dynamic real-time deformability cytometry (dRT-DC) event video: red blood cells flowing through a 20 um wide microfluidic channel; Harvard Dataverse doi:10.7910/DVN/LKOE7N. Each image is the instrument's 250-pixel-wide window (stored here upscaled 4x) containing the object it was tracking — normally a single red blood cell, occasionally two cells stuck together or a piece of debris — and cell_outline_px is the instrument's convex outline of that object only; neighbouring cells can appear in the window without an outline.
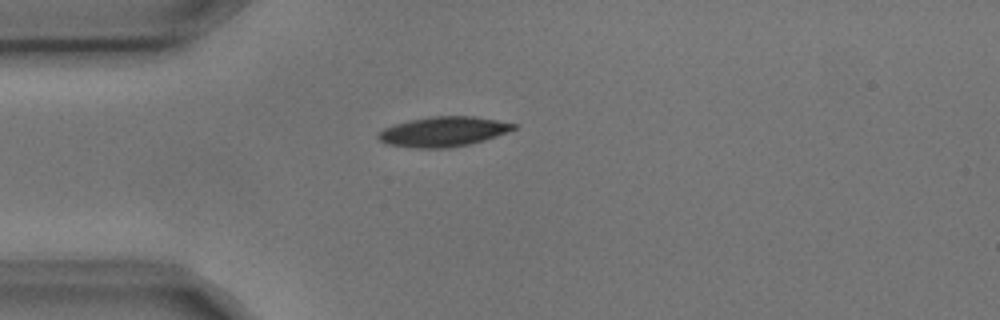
{"species": "common noctule bat (a hibernating species)", "species_latin": "Nyctalus noctula", "temperature_condition": "cold", "stored_images_in_passage": 2, "camera_frame_rate_fps": 3000, "um_per_image_px": 0.085, "animal": {"sex": "male", "body_mass_g": 17.9, "forearm_length_mm": 54.2}, "frame": {"image": 1, "passage_image": 1, "time_ms": 0.0, "image_size_px": [1000, 320], "cell_outline_px": [[520, 124], [516, 128], [508, 132], [484, 140], [468, 144], [448, 148], [416, 148], [384, 144], [376, 136], [384, 128], [396, 124], [412, 120], [432, 116], [472, 116]], "centroid_in_image_um": [37.7, 11.19], "position_along_channel_um": 47.3, "area_um2": 23.47}}